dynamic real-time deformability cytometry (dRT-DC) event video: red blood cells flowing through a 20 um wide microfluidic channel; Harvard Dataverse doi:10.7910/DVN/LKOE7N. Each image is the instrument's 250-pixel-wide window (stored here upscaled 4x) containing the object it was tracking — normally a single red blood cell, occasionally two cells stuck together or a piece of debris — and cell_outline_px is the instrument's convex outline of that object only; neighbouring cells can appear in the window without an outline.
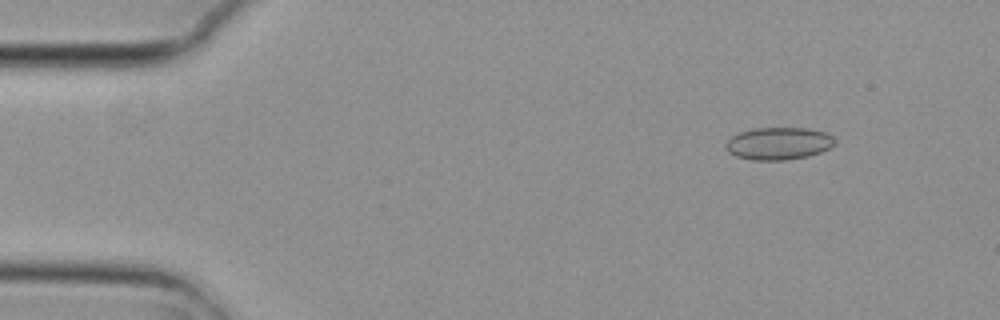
{"species": "common noctule bat (a hibernating species)", "species_latin": "Nyctalus noctula", "temperature_condition": "cold", "stored_images_in_passage": 7, "camera_frame_rate_fps": 3000, "um_per_image_px": 0.085, "animal": {"sex": "female", "body_mass_g": 29.2, "forearm_length_mm": 56.3}, "frame": {"image": 1, "passage_image": 2, "time_ms": 0.333, "image_size_px": [1000, 320], "cell_outline_px": [[836, 144], [820, 152], [808, 156], [788, 160], [752, 160], [736, 156], [728, 152], [724, 144], [732, 136], [740, 132], [752, 128], [804, 128], [824, 132], [832, 136], [836, 140]], "centroid_in_image_um": [66.17, 12.2], "position_along_channel_um": 18.8, "area_um2": 20.63}}
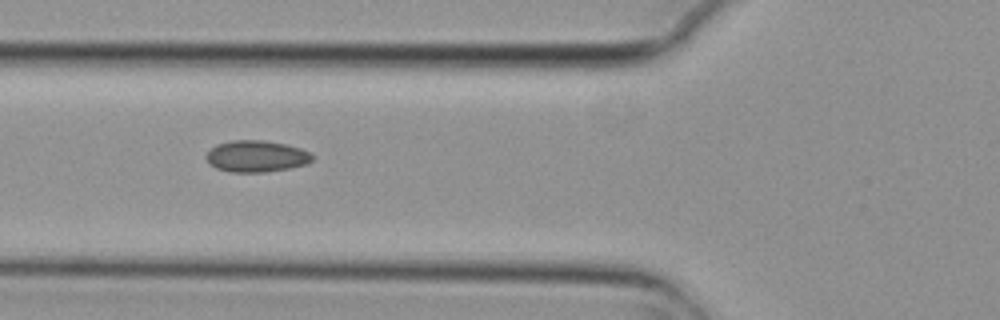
{"frame": {"image": 2, "passage_image": 6, "time_ms": 1.667, "image_size_px": [1000, 320], "cell_outline_px": [[312, 160], [304, 164], [288, 168], [264, 172], [232, 172], [216, 168], [208, 164], [204, 156], [216, 144], [232, 140], [264, 140], [284, 144], [300, 148], [308, 152], [312, 156]], "centroid_in_image_um": [21.72, 13.28], "position_along_channel_um": 104.1, "area_um2": 19.36}}
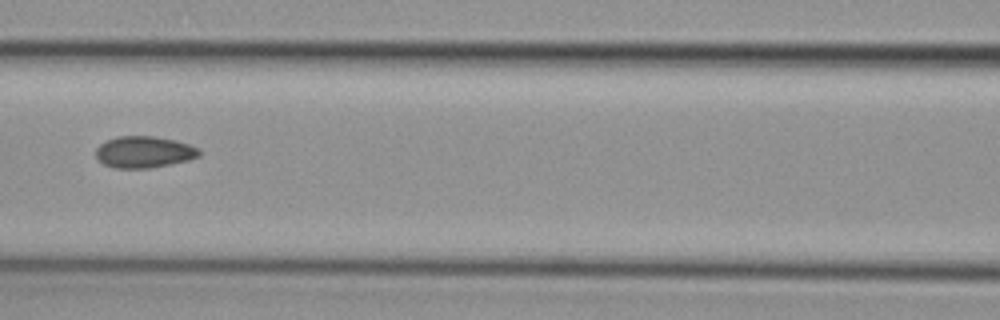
{"frame": {"image": 3, "passage_image": 7, "time_ms": 2.0, "image_size_px": [1000, 320], "cell_outline_px": [[200, 156], [188, 160], [148, 168], [112, 168], [104, 164], [96, 156], [96, 148], [100, 144], [116, 136], [152, 136], [176, 140], [188, 144], [196, 148], [200, 152]], "centroid_in_image_um": [12.22, 12.92], "position_along_channel_um": 154.4, "area_um2": 18.84}}